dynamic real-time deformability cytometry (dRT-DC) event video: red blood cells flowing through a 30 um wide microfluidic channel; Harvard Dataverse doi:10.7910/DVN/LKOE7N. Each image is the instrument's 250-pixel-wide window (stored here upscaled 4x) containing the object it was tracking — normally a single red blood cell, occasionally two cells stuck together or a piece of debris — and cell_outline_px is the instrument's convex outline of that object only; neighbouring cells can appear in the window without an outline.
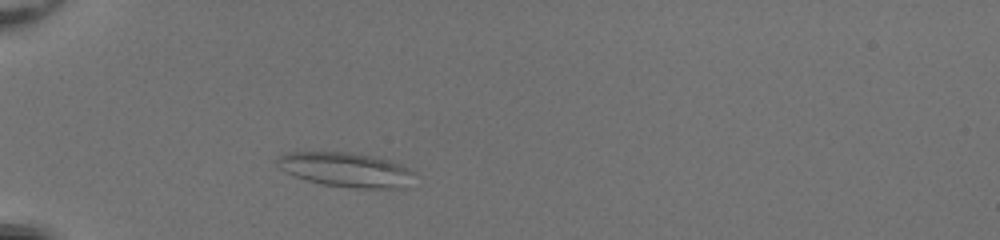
{"species": "common noctule bat (a hibernating species)", "species_latin": "Nyctalus noctula", "temperature_condition": "room temperature", "stored_images_in_passage": 41, "camera_frame_rate_fps": 3000, "um_per_image_px": 0.085, "animal": {"sex": "female", "body_mass_g": 20.0, "forearm_length_mm": 54.0}, "frame": {"image": 1, "passage_image": 6, "time_ms": 1.667, "image_size_px": [1000, 240], "cell_outline_px": [[412, 172], [404, 188], [356, 188], [324, 184], [308, 180], [284, 172], [272, 160], [276, 156], [284, 152], [352, 152], [392, 160], [408, 168]], "centroid_in_image_um": [29.29, 14.39], "position_along_channel_um": 55.7, "area_um2": 27.46}}
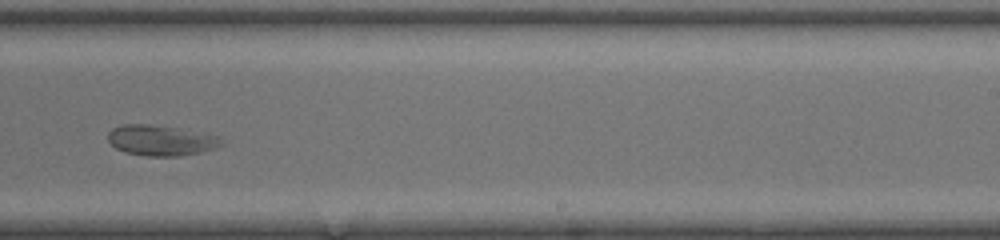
{"frame": {"image": 2, "passage_image": 24, "time_ms": 7.667, "image_size_px": [1000, 240], "cell_outline_px": [[228, 144], [216, 148], [200, 152], [180, 156], [144, 156], [124, 152], [116, 148], [108, 140], [108, 132], [112, 128], [124, 124], [148, 124], [180, 128], [220, 136]], "centroid_in_image_um": [13.74, 11.93], "position_along_channel_um": 275.3, "area_um2": 20.52}}
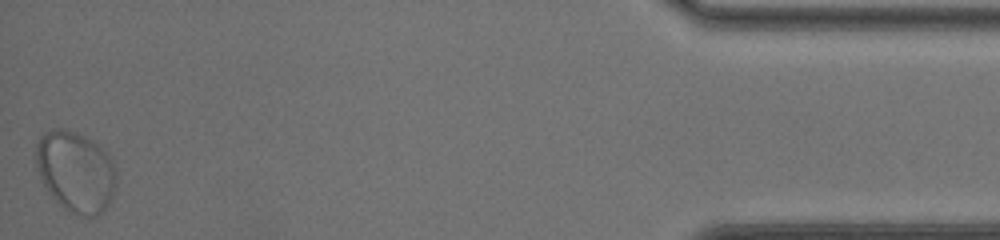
{"frame": {"image": 3, "passage_image": 41, "time_ms": 13.333, "image_size_px": [1000, 240], "cell_outline_px": [[116, 184], [112, 196], [108, 204], [96, 216], [80, 216], [64, 208], [52, 196], [44, 184], [40, 176], [36, 164], [36, 144], [40, 136], [44, 132], [56, 128], [64, 128], [76, 132], [84, 136], [96, 144], [112, 160], [116, 172]], "centroid_in_image_um": [6.42, 14.57], "position_along_channel_um": 428.8, "area_um2": 37.45}}